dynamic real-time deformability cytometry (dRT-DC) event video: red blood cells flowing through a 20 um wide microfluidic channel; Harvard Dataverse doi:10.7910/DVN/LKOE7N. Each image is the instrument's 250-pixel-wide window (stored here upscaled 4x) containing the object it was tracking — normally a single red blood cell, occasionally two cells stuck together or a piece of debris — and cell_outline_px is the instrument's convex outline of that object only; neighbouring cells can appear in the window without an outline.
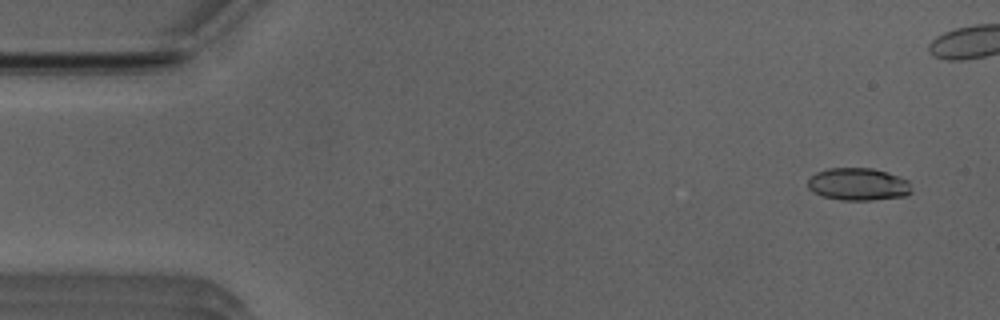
{"species": "Egyptian fruit bat (a non-hibernating species)", "species_latin": "Rousettus aegyptiacus", "temperature_condition": "room temperature", "stored_images_in_passage": 6, "camera_frame_rate_fps": 3000, "um_per_image_px": 0.085, "animal": {"sex": "male"}, "frame": {"image": 1, "passage_image": 2, "time_ms": 0.333, "image_size_px": [1000, 320], "cell_outline_px": [[912, 192], [904, 196], [872, 200], [840, 200], [824, 196], [808, 188], [808, 180], [816, 172], [828, 168], [872, 168], [888, 172], [908, 180]], "centroid_in_image_um": [72.97, 15.65], "position_along_channel_um": 12.0, "area_um2": 19.54}}